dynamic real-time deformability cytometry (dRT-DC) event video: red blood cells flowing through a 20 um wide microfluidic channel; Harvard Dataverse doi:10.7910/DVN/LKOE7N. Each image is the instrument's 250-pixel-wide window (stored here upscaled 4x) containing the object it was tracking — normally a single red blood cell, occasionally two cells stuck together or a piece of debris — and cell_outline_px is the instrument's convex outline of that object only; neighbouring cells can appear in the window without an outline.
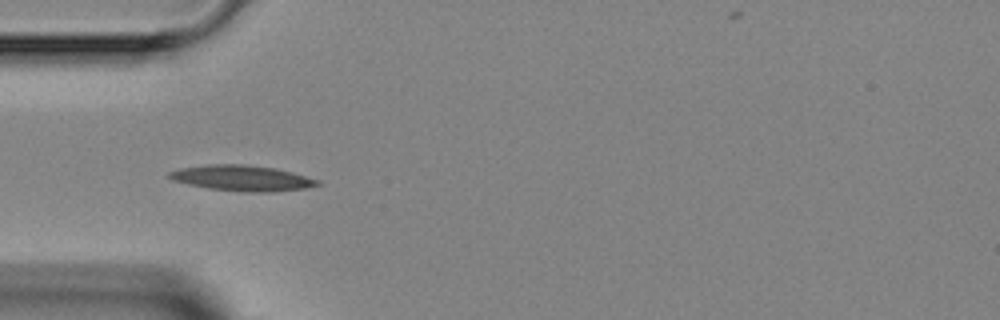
{"species": "Egyptian fruit bat (a non-hibernating species)", "species_latin": "Rousettus aegyptiacus", "temperature_condition": "room temperature", "stored_images_in_passage": 8, "camera_frame_rate_fps": 3000, "um_per_image_px": 0.085, "animal": {"sex": "female"}, "frame": {"image": 1, "passage_image": 5, "time_ms": 4.667, "image_size_px": [1000, 320], "cell_outline_px": [[320, 184], [304, 188], [272, 192], [240, 192], [208, 188], [188, 184], [172, 180], [168, 176], [168, 172], [180, 168], [208, 164], [240, 164], [276, 168], [292, 172], [320, 180]], "centroid_in_image_um": [20.56, 15.14], "position_along_channel_um": 64.4, "area_um2": 22.14}}
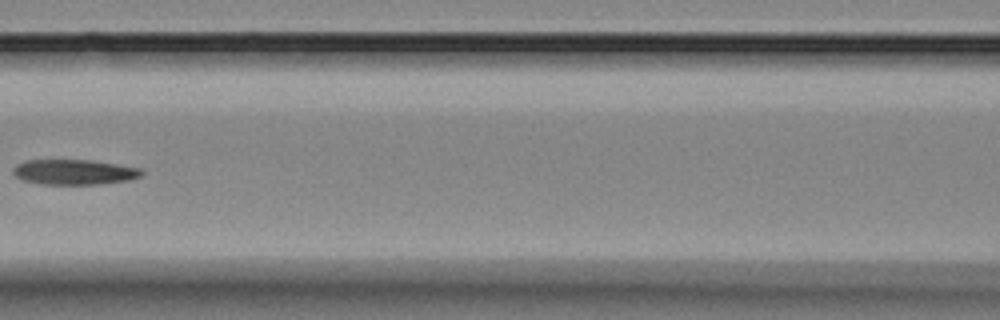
{"frame": {"image": 2, "passage_image": 7, "time_ms": 7.0, "image_size_px": [1000, 320], "cell_outline_px": [[144, 172], [140, 176], [128, 180], [100, 184], [40, 184], [24, 180], [16, 176], [12, 172], [12, 168], [16, 164], [24, 160], [92, 160], [140, 168]], "centroid_in_image_um": [6.27, 14.62], "position_along_channel_um": 160.3, "area_um2": 18.84}}
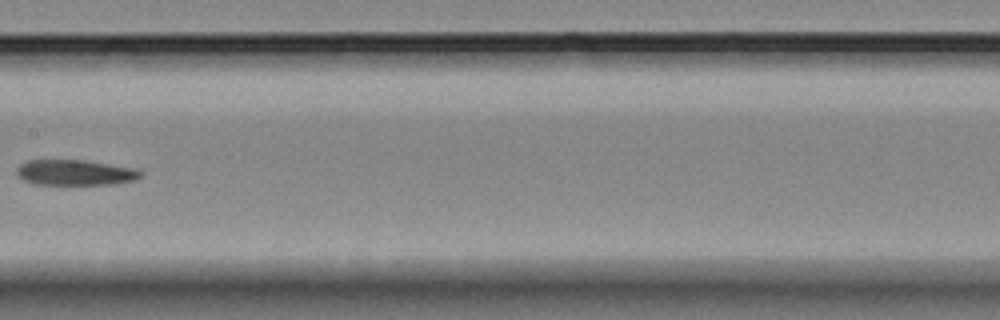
{"frame": {"image": 3, "passage_image": 8, "time_ms": 8.0, "image_size_px": [1000, 320], "cell_outline_px": [[144, 172], [136, 180], [112, 184], [32, 184], [16, 176], [16, 168], [20, 164], [28, 160], [84, 160], [136, 168]], "centroid_in_image_um": [6.37, 14.66], "position_along_channel_um": 201.0, "area_um2": 18.55}}